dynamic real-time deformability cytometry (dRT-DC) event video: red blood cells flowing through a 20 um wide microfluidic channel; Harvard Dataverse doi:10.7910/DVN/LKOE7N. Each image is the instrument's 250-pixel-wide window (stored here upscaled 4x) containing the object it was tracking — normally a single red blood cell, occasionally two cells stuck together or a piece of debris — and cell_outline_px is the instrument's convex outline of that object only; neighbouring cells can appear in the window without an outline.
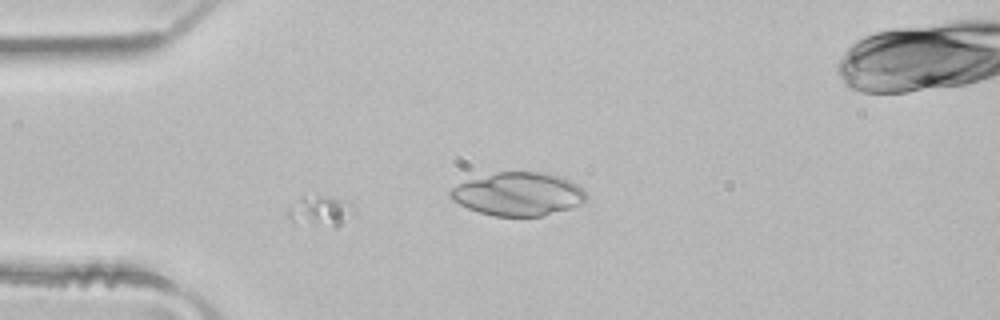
{"species": "common noctule bat (a hibernating species)", "species_latin": "Nyctalus noctula", "temperature_condition": "room temperature", "stored_images_in_passage": 40, "camera_frame_rate_fps": 3000, "um_per_image_px": 0.085, "animal": {"sex": "male", "body_mass_g": 21.5, "forearm_length_mm": 52.0}, "frame": {"image": 1, "passage_image": 3, "time_ms": 0.667, "image_size_px": [1000, 320], "cell_outline_px": [[356, 212], [336, 228], [292, 220], [288, 216], [288, 204], [300, 196], [320, 196], [352, 200], [356, 204]], "centroid_in_image_um": [27.32, 17.89], "position_along_channel_um": 57.7, "area_um2": 12.02}}